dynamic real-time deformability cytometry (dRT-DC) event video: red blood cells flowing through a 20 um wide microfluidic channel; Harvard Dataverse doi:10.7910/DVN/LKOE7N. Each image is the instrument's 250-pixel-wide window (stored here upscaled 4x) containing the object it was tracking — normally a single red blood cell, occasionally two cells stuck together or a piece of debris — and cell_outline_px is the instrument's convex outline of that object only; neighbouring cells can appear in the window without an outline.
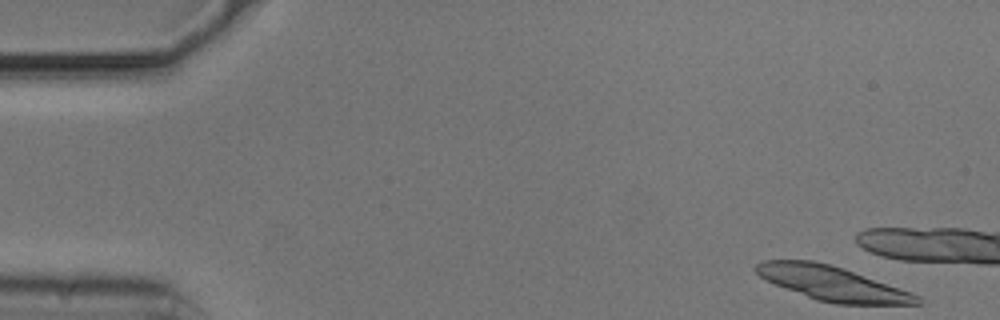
{"species": "common noctule bat (a hibernating species)", "species_latin": "Nyctalus noctula", "temperature_condition": "cold", "stored_images_in_passage": 8, "camera_frame_rate_fps": 3000, "um_per_image_px": 0.085, "animal": {"sex": "male", "body_mass_g": 20.5, "forearm_length_mm": 52.5}, "frame": {"image": 1, "passage_image": 1, "time_ms": 0.0, "image_size_px": [1000, 320], "cell_outline_px": [[924, 304], [836, 304], [816, 300], [776, 284], [760, 276], [752, 268], [756, 264], [764, 260], [812, 260], [832, 264], [844, 268], [912, 292], [920, 296]], "centroid_in_image_um": [70.78, 24.08], "position_along_channel_um": 14.2, "area_um2": 32.25}}